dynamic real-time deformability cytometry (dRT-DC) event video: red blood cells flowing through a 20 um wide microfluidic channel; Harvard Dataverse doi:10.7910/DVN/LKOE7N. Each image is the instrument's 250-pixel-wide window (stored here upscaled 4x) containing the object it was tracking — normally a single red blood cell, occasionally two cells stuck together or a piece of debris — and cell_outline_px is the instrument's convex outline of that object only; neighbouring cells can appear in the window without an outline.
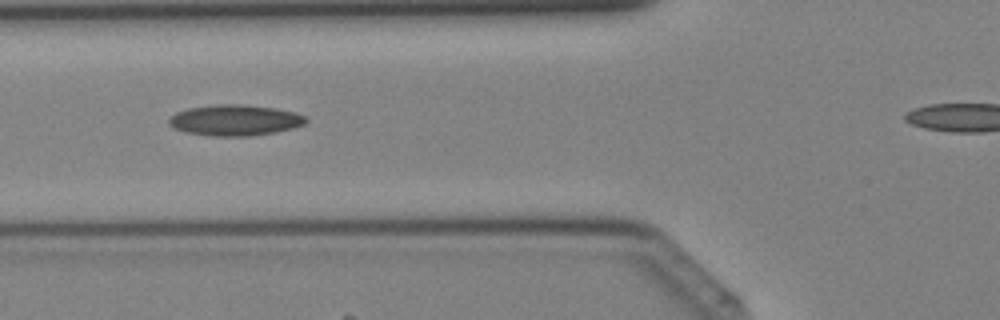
{"species": "Egyptian fruit bat (a non-hibernating species)", "species_latin": "Rousettus aegyptiacus", "temperature_condition": "cold", "stored_images_in_passage": 31, "camera_frame_rate_fps": 3000, "um_per_image_px": 0.085, "animal": {"sex": "female"}, "frame": {"image": 1, "passage_image": 11, "time_ms": 3.333, "image_size_px": [1000, 320], "cell_outline_px": [[308, 120], [304, 124], [292, 128], [276, 132], [248, 136], [212, 136], [184, 132], [172, 128], [168, 124], [168, 120], [176, 112], [188, 108], [220, 104], [240, 104], [276, 108], [296, 112], [308, 116]], "centroid_in_image_um": [19.98, 10.22], "position_along_channel_um": 105.8, "area_um2": 24.85}}
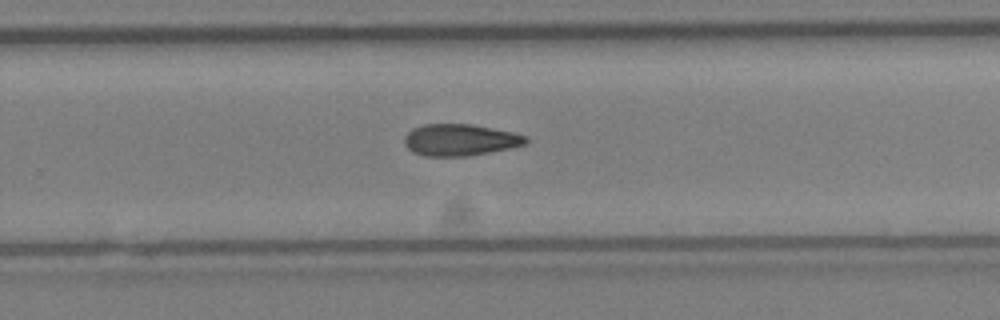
{"frame": {"image": 2, "passage_image": 22, "time_ms": 7.0, "image_size_px": [1000, 320], "cell_outline_px": [[528, 140], [524, 144], [508, 148], [488, 152], [464, 156], [424, 156], [412, 152], [404, 144], [404, 136], [412, 128], [424, 124], [472, 124], [512, 132], [528, 136]], "centroid_in_image_um": [39.06, 11.88], "position_along_channel_um": 290.7, "area_um2": 22.31}}
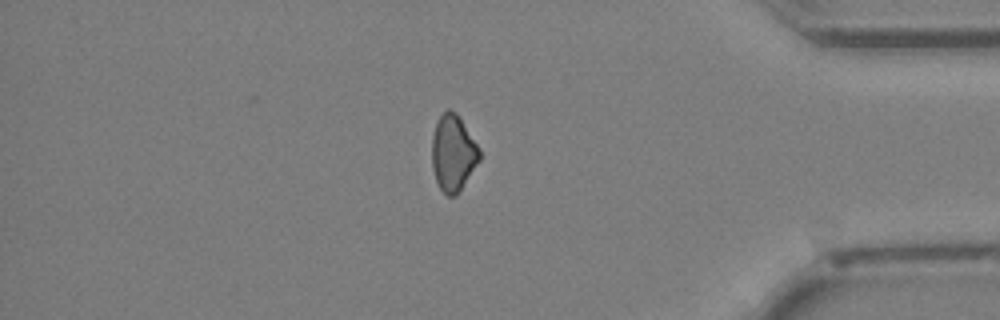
{"frame": {"image": 3, "passage_image": 30, "time_ms": 9.667, "image_size_px": [1000, 320], "cell_outline_px": [[480, 160], [456, 196], [448, 196], [440, 188], [436, 180], [432, 168], [432, 136], [436, 124], [440, 116], [448, 108], [456, 112], [460, 116], [476, 144], [480, 152]], "centroid_in_image_um": [38.5, 13.0], "position_along_channel_um": 396.7, "area_um2": 20.98}}